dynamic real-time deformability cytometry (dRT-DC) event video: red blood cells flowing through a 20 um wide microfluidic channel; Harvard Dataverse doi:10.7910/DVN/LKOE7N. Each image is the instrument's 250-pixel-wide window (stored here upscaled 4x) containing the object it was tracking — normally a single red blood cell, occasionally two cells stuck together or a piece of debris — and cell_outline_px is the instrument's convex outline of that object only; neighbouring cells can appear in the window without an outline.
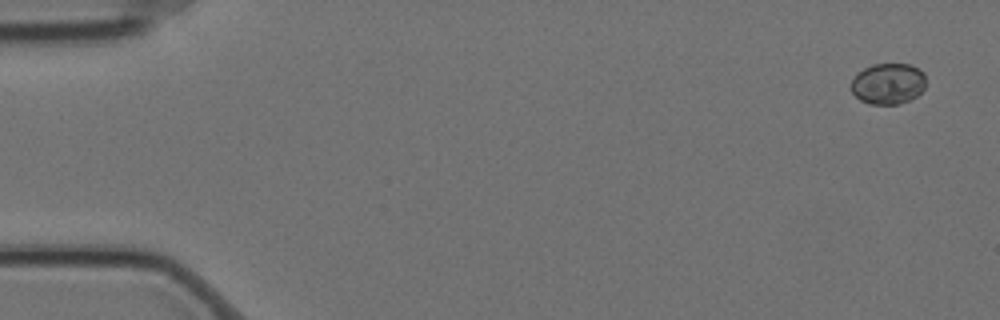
{"species": "Egyptian fruit bat (a non-hibernating species)", "species_latin": "Rousettus aegyptiacus", "temperature_condition": "cold", "stored_images_in_passage": 5, "camera_frame_rate_fps": 3000, "um_per_image_px": 0.085, "animal": {"sex": "female"}, "frame": {"image": 1, "passage_image": 1, "time_ms": 0.0, "image_size_px": [1000, 320], "cell_outline_px": [[924, 88], [916, 96], [900, 104], [868, 104], [860, 100], [852, 92], [852, 80], [856, 72], [872, 64], [908, 64], [920, 68], [924, 72]], "centroid_in_image_um": [75.47, 7.1], "position_along_channel_um": 9.5, "area_um2": 17.92}}
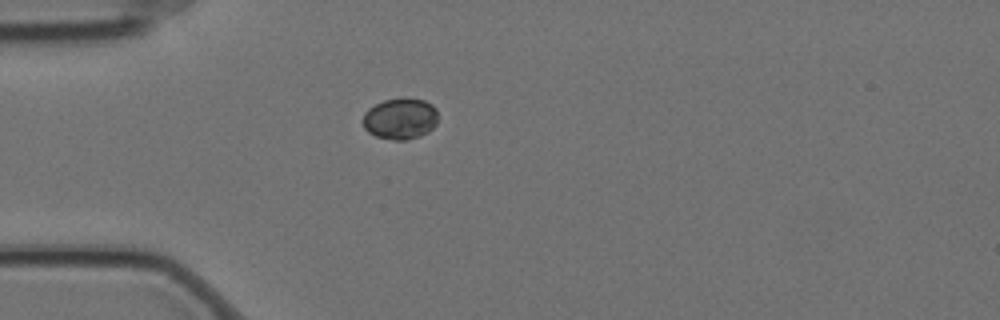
{"frame": {"image": 2, "passage_image": 5, "time_ms": 1.333, "image_size_px": [1000, 320], "cell_outline_px": [[436, 124], [428, 132], [420, 136], [404, 140], [396, 140], [376, 136], [368, 132], [364, 128], [364, 112], [368, 108], [384, 100], [404, 96], [424, 100], [432, 104], [436, 108]], "centroid_in_image_um": [34.03, 10.06], "position_along_channel_um": 51.0, "area_um2": 18.15}}